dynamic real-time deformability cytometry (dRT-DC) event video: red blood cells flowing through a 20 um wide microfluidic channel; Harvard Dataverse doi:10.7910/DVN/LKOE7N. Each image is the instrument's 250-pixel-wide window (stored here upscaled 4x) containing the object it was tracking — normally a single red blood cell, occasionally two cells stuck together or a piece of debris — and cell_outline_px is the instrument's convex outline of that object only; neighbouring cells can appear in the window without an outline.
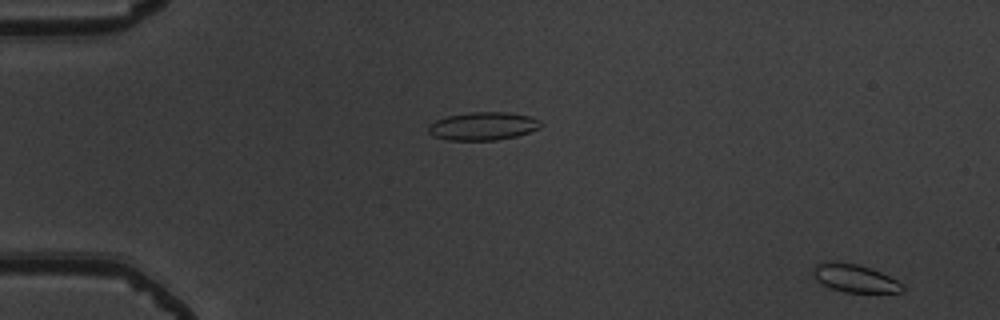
{"species": "common noctule bat (a hibernating species)", "species_latin": "Nyctalus noctula", "temperature_condition": "warm", "stored_images_in_passage": 52, "camera_frame_rate_fps": 3000, "um_per_image_px": 0.085, "animal": {"sex": "male", "body_mass_g": 19.5, "forearm_length_mm": 54.6}, "frame": {"image": 1, "passage_image": 1, "time_ms": 0.0, "image_size_px": [1000, 320], "cell_outline_px": [[904, 288], [900, 292], [844, 292], [820, 284], [812, 276], [812, 268], [816, 264], [824, 260], [836, 260], [860, 264], [872, 268], [896, 280]], "centroid_in_image_um": [72.54, 23.6], "position_along_channel_um": 12.5, "area_um2": 14.85}}
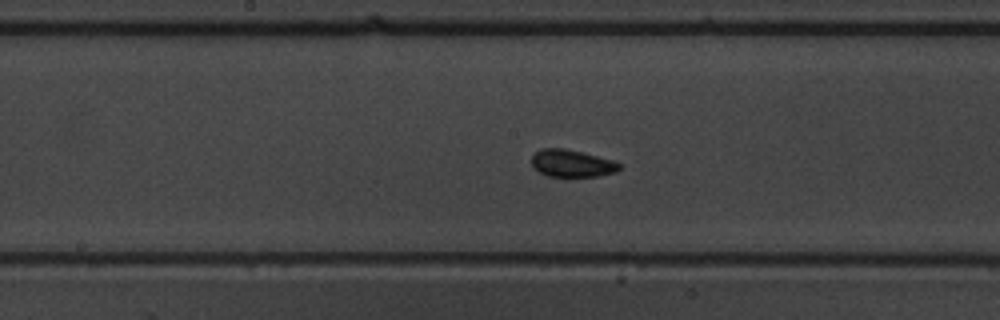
{"frame": {"image": 2, "passage_image": 27, "time_ms": 8.667, "image_size_px": [1000, 320], "cell_outline_px": [[620, 168], [616, 172], [596, 176], [548, 176], [532, 168], [532, 156], [540, 148], [564, 148], [612, 160], [620, 164]], "centroid_in_image_um": [48.57, 13.88], "position_along_channel_um": 199.6, "area_um2": 13.76}}
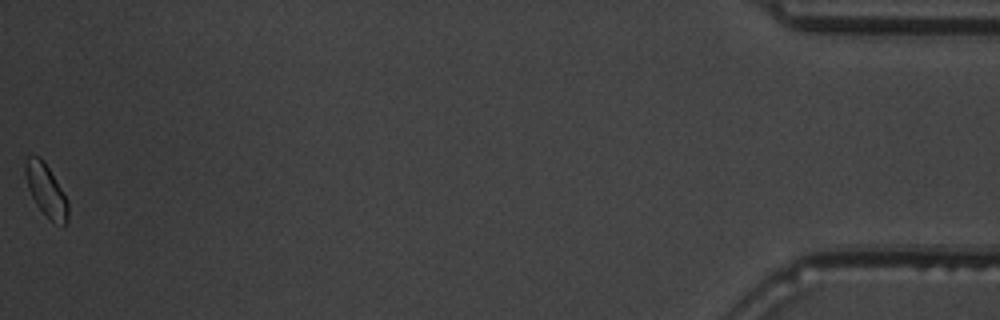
{"frame": {"image": 3, "passage_image": 52, "time_ms": 17.0, "image_size_px": [1000, 320], "cell_outline_px": [[68, 220], [64, 224], [52, 220], [36, 204], [28, 188], [24, 172], [24, 160], [28, 156], [40, 156], [44, 160], [68, 200]], "centroid_in_image_um": [3.89, 16.1], "position_along_channel_um": 431.3, "area_um2": 12.83}, "authors_computed_cell_mechanics": {"area_um2": 13.6986, "velocity_mm_per_s": 3.8732, "shape_relaxation_time_tau1_ms": null, "shape_relaxation_time_tau2_ms": 0.8925, "deformation_change_tau1": null, "deformation_change_tau2": 0.0523}}